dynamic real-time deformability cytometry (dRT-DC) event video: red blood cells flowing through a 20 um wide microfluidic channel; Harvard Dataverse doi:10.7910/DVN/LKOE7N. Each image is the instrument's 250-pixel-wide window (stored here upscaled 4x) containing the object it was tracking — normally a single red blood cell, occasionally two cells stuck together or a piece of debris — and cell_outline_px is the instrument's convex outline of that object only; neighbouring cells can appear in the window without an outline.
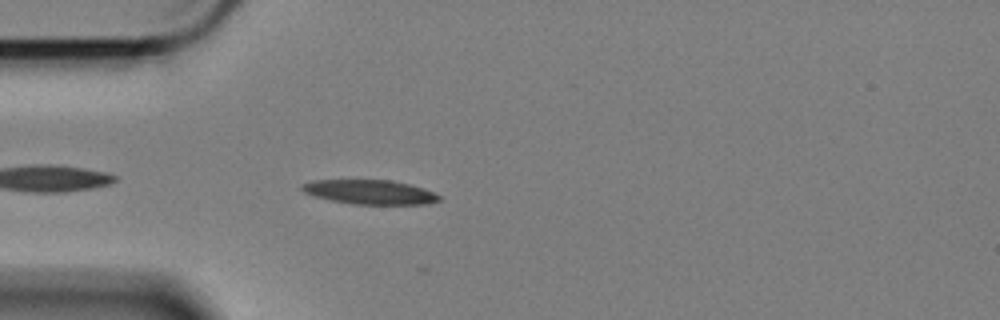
{"species": "Egyptian fruit bat (a non-hibernating species)", "species_latin": "Rousettus aegyptiacus", "temperature_condition": "cold", "stored_images_in_passage": 29, "camera_frame_rate_fps": 3000, "um_per_image_px": 0.085, "animal": {"sex": "female"}, "frame": {"image": 1, "passage_image": 2, "time_ms": 0.333, "image_size_px": [1000, 320], "cell_outline_px": [[440, 200], [428, 204], [352, 204], [332, 200], [316, 196], [304, 192], [300, 188], [300, 184], [312, 180], [392, 180], [424, 188], [440, 196]], "centroid_in_image_um": [31.42, 16.32], "position_along_channel_um": 53.6, "area_um2": 19.36}}
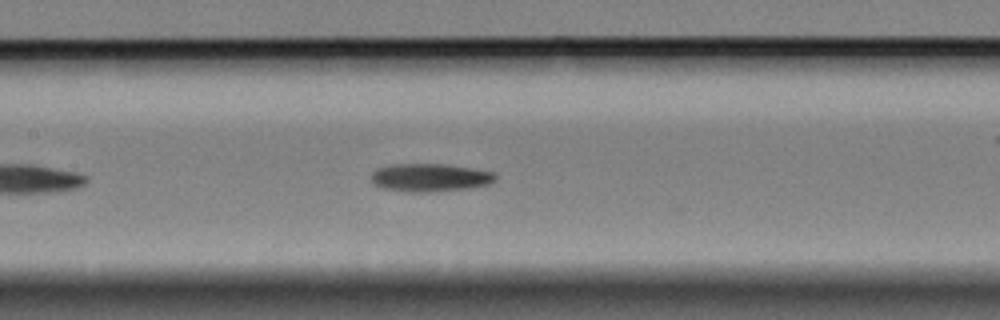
{"frame": {"image": 2, "passage_image": 13, "time_ms": 4.0, "image_size_px": [1000, 320], "cell_outline_px": [[496, 180], [488, 184], [468, 188], [428, 192], [408, 192], [384, 188], [376, 184], [372, 180], [372, 172], [376, 168], [388, 164], [448, 164], [496, 172]], "centroid_in_image_um": [36.56, 15.08], "position_along_channel_um": 170.8, "area_um2": 20.35}}
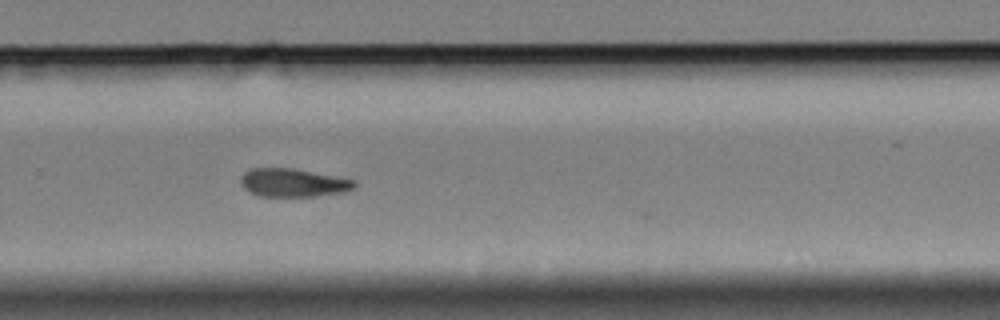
{"frame": {"image": 3, "passage_image": 25, "time_ms": 8.0, "image_size_px": [1000, 320], "cell_outline_px": [[356, 188], [344, 192], [312, 196], [260, 196], [248, 192], [240, 184], [240, 176], [244, 172], [252, 168], [292, 168], [356, 180]], "centroid_in_image_um": [24.89, 15.53], "position_along_channel_um": 304.9, "area_um2": 18.79}}